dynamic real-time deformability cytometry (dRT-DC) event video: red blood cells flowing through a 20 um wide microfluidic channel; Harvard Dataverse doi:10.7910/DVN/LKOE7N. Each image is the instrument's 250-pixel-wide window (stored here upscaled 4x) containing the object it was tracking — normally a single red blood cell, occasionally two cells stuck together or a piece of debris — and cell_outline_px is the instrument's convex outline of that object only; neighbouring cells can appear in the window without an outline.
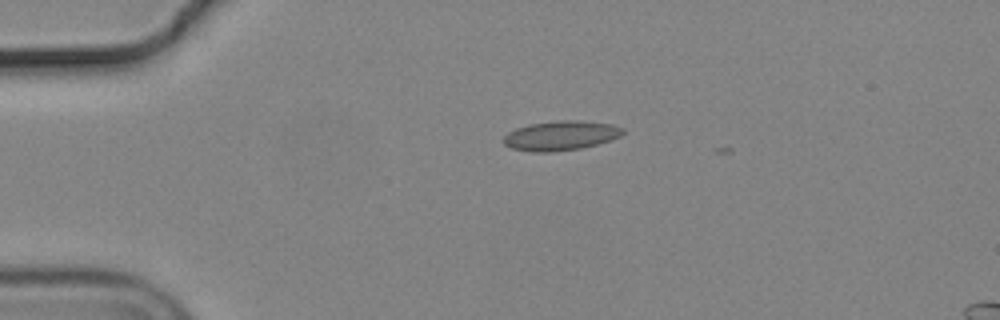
{"species": "common noctule bat (a hibernating species)", "species_latin": "Nyctalus noctula", "temperature_condition": "cold", "stored_images_in_passage": 4, "camera_frame_rate_fps": 3000, "um_per_image_px": 0.085, "animal": {"sex": "male", "body_mass_g": 19.2, "forearm_length_mm": 51.8}, "frame": {"image": 1, "passage_image": 2, "time_ms": 0.333, "image_size_px": [1000, 320], "cell_outline_px": [[624, 132], [620, 136], [612, 140], [580, 148], [552, 152], [532, 152], [512, 148], [504, 144], [500, 140], [508, 132], [516, 128], [528, 124], [556, 120], [580, 120], [612, 124], [624, 128]], "centroid_in_image_um": [47.64, 11.52], "position_along_channel_um": 37.4, "area_um2": 20.75}}